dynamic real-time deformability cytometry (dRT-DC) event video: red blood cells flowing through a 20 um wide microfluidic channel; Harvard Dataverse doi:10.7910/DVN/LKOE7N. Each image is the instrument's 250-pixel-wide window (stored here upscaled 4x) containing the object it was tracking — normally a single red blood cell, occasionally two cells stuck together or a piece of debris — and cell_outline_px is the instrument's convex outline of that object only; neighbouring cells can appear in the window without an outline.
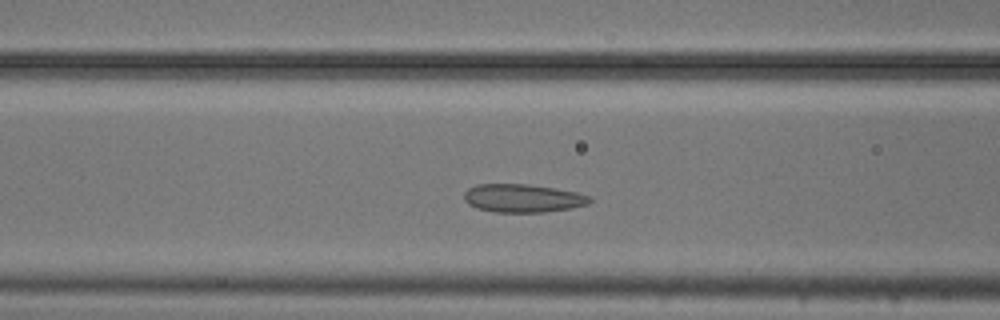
{"species": "common noctule bat (a hibernating species)", "species_latin": "Nyctalus noctula", "temperature_condition": "cold", "stored_images_in_passage": 47, "camera_frame_rate_fps": 3000, "um_per_image_px": 0.085, "animal": {"sex": "male", "body_mass_g": 20.5, "forearm_length_mm": 52.5}, "frame": {"image": 1, "passage_image": 14, "time_ms": 4.333, "image_size_px": [1000, 320], "cell_outline_px": [[592, 200], [588, 204], [572, 208], [544, 212], [492, 212], [476, 208], [468, 204], [464, 200], [464, 192], [468, 188], [476, 184], [528, 184], [576, 192], [592, 196]], "centroid_in_image_um": [44.42, 16.85], "position_along_channel_um": 122.2, "area_um2": 20.81}}
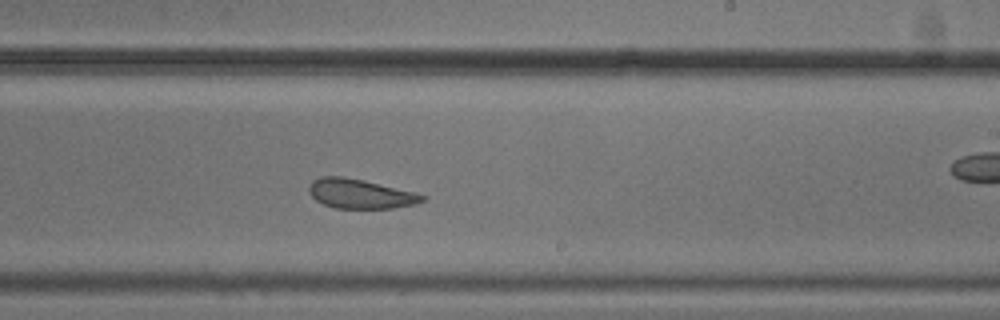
{"frame": {"image": 2, "passage_image": 25, "time_ms": 8.0, "image_size_px": [1000, 320], "cell_outline_px": [[428, 196], [424, 200], [416, 204], [392, 208], [336, 208], [324, 204], [316, 200], [308, 192], [308, 188], [312, 180], [320, 176], [340, 176], [364, 180], [416, 192]], "centroid_in_image_um": [30.63, 16.46], "position_along_channel_um": 258.4, "area_um2": 19.54}}
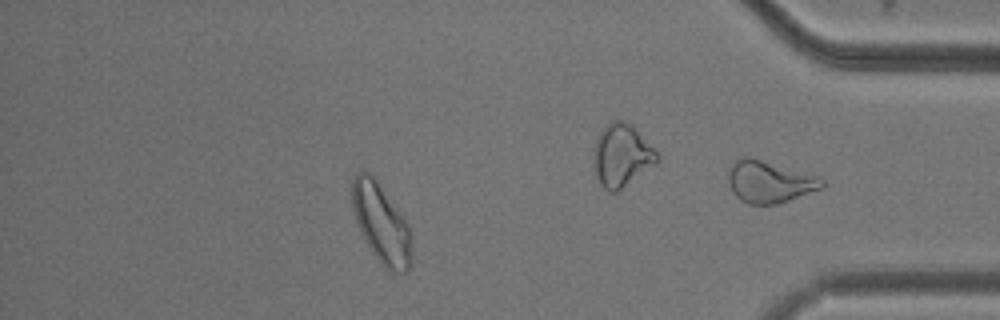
{"frame": {"image": 3, "passage_image": 40, "time_ms": 13.0, "image_size_px": [1000, 320], "cell_outline_px": [[412, 264], [404, 272], [388, 272], [372, 252], [360, 232], [356, 220], [352, 204], [352, 180], [356, 172], [368, 172], [376, 180], [408, 224], [412, 236]], "centroid_in_image_um": [32.42, 19.04], "position_along_channel_um": 402.8, "area_um2": 27.34}, "authors_computed_cell_mechanics": {"area_um2": 22.4842, "velocity_mm_per_s": 3.716, "shape_relaxation_time_tau1_ms": 5.6428, "shape_relaxation_time_tau2_ms": 1.8692, "deformation_change_tau1": 0.0992, "deformation_change_tau2": 0.0616}}